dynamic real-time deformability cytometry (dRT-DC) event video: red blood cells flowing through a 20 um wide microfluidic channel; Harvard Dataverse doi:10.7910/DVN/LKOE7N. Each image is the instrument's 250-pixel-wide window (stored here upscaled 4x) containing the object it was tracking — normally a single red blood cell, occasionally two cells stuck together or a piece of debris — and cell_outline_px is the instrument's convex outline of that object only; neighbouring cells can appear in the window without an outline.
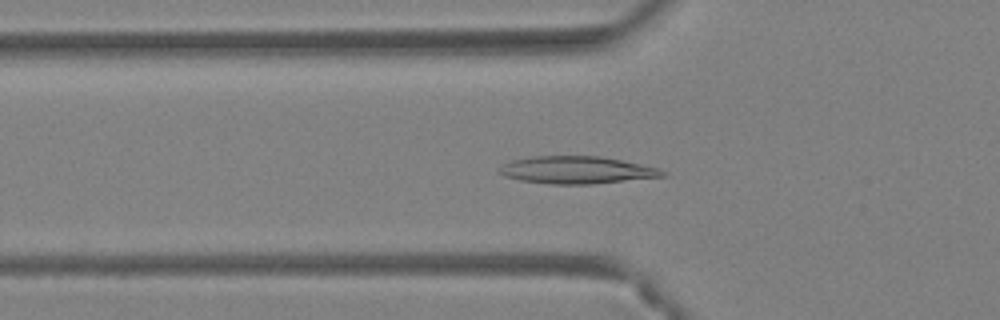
{"species": "Egyptian fruit bat (a non-hibernating species)", "species_latin": "Rousettus aegyptiacus", "temperature_condition": "warm", "stored_images_in_passage": 45, "camera_frame_rate_fps": 3000, "um_per_image_px": 0.085, "animal": {"sex": "female"}, "frame": {"image": 1, "passage_image": 15, "time_ms": 4.667, "image_size_px": [1000, 320], "cell_outline_px": [[668, 176], [592, 184], [548, 184], [520, 180], [504, 176], [500, 172], [500, 168], [508, 160], [532, 156], [600, 156], [660, 168], [668, 172]], "centroid_in_image_um": [49.05, 14.45], "position_along_channel_um": 76.8, "area_um2": 26.18}}
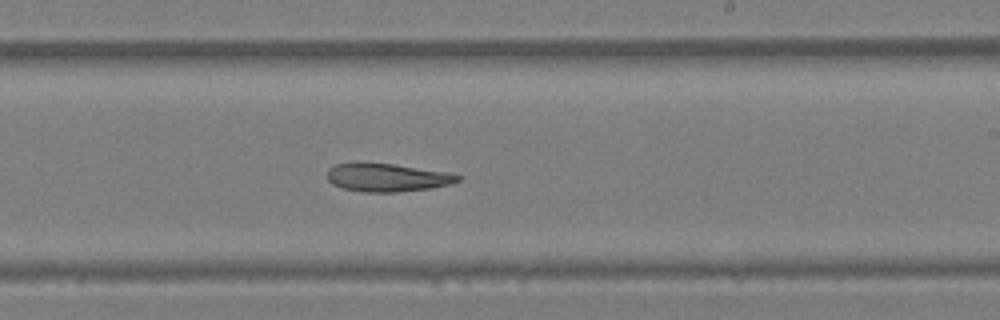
{"frame": {"image": 2, "passage_image": 27, "time_ms": 8.667, "image_size_px": [1000, 320], "cell_outline_px": [[464, 176], [460, 180], [452, 184], [432, 188], [396, 192], [364, 192], [344, 188], [332, 184], [328, 180], [328, 168], [336, 164], [392, 164], [448, 172]], "centroid_in_image_um": [32.98, 15.11], "position_along_channel_um": 256.0, "area_um2": 21.15}}
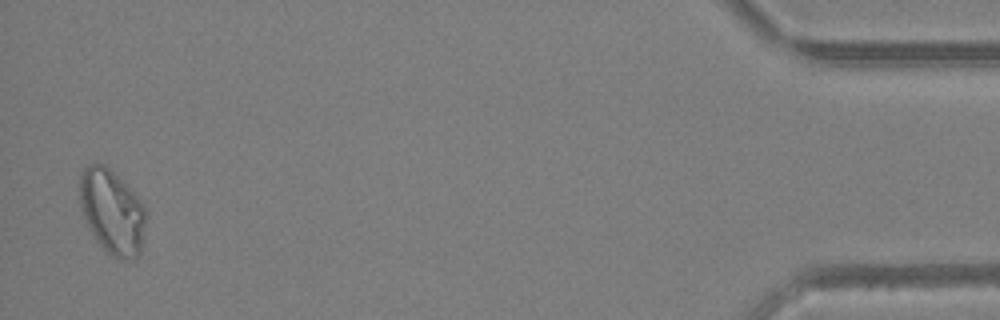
{"frame": {"image": 3, "passage_image": 44, "time_ms": 14.333, "image_size_px": [1000, 320], "cell_outline_px": [[148, 216], [140, 252], [132, 260], [120, 260], [112, 256], [96, 240], [80, 208], [80, 176], [84, 168], [88, 164], [104, 164], [144, 204], [148, 212]], "centroid_in_image_um": [9.56, 18.03], "position_along_channel_um": 425.6, "area_um2": 32.43}}